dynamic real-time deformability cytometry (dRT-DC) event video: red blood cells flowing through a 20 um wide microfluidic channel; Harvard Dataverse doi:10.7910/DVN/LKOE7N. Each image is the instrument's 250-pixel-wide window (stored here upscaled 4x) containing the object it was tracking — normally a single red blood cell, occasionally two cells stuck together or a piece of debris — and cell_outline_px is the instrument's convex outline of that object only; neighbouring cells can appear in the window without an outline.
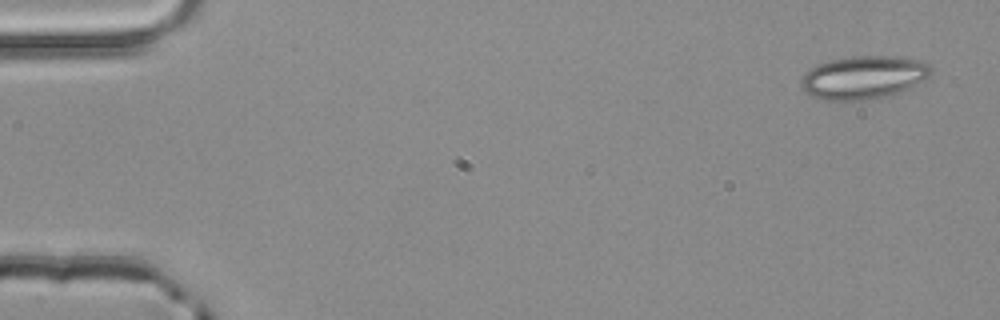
{"species": "common noctule bat (a hibernating species)", "species_latin": "Nyctalus noctula", "temperature_condition": "room temperature", "stored_images_in_passage": 4, "camera_frame_rate_fps": 3000, "um_per_image_px": 0.085, "animal": {"sex": "male", "body_mass_g": 20.4}, "frame": {"image": 1, "passage_image": 1, "time_ms": 0.0, "image_size_px": [1000, 320], "cell_outline_px": [[932, 72], [928, 80], [908, 88], [884, 96], [860, 100], [824, 100], [812, 96], [804, 92], [800, 84], [800, 80], [804, 72], [816, 64], [828, 60], [852, 56], [888, 56], [916, 60], [928, 64], [932, 68]], "centroid_in_image_um": [73.35, 6.57], "position_along_channel_um": 11.6, "area_um2": 32.66}}